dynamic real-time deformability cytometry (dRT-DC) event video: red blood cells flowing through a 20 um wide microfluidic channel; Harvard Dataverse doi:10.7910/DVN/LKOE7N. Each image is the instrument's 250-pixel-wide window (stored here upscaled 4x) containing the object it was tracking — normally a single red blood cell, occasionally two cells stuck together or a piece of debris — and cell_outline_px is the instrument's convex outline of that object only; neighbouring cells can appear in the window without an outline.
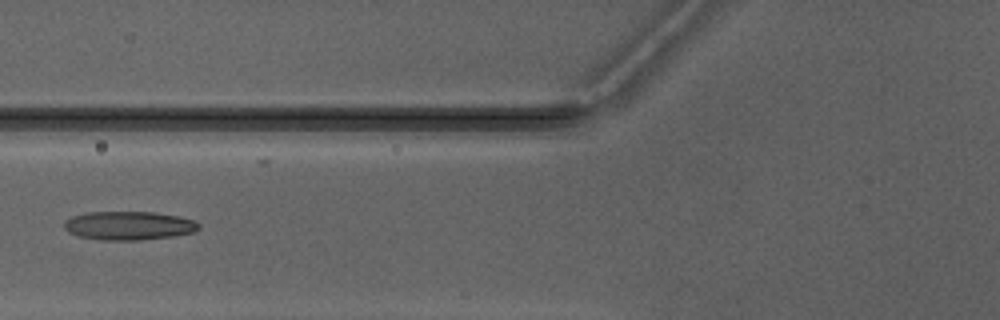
{"species": "Egyptian fruit bat (a non-hibernating species)", "species_latin": "Rousettus aegyptiacus", "temperature_condition": "warm", "stored_images_in_passage": 2, "camera_frame_rate_fps": 3000, "um_per_image_px": 0.085, "animal": {"sex": "male"}, "frame": {"image": 1, "passage_image": 2, "time_ms": 1.333, "image_size_px": [1000, 320], "cell_outline_px": [[200, 228], [192, 232], [172, 236], [140, 240], [100, 240], [76, 236], [68, 232], [64, 228], [64, 220], [72, 216], [88, 212], [152, 212], [176, 216], [196, 220], [200, 224]], "centroid_in_image_um": [10.91, 19.18], "position_along_channel_um": 114.9, "area_um2": 22.54}}